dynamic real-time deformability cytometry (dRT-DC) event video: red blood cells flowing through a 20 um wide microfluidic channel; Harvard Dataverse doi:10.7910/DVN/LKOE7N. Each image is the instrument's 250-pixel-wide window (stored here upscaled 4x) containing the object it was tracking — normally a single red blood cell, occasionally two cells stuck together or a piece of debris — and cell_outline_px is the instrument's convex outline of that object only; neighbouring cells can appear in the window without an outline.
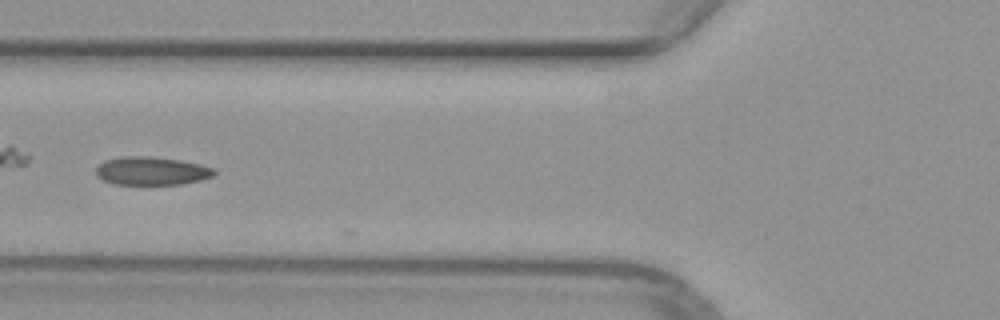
{"species": "common noctule bat (a hibernating species)", "species_latin": "Nyctalus noctula", "temperature_condition": "warm", "stored_images_in_passage": 5, "camera_frame_rate_fps": 3000, "um_per_image_px": 0.085, "animal": {"sex": "female", "body_mass_g": 29.2, "forearm_length_mm": 56.3}, "frame": {"image": 1, "passage_image": 4, "time_ms": 1.0, "image_size_px": [1000, 320], "cell_outline_px": [[216, 172], [212, 176], [200, 180], [184, 184], [112, 184], [96, 176], [96, 168], [104, 160], [120, 156], [152, 156], [180, 160], [200, 164], [216, 168]], "centroid_in_image_um": [12.88, 14.52], "position_along_channel_um": 112.9, "area_um2": 19.65}}